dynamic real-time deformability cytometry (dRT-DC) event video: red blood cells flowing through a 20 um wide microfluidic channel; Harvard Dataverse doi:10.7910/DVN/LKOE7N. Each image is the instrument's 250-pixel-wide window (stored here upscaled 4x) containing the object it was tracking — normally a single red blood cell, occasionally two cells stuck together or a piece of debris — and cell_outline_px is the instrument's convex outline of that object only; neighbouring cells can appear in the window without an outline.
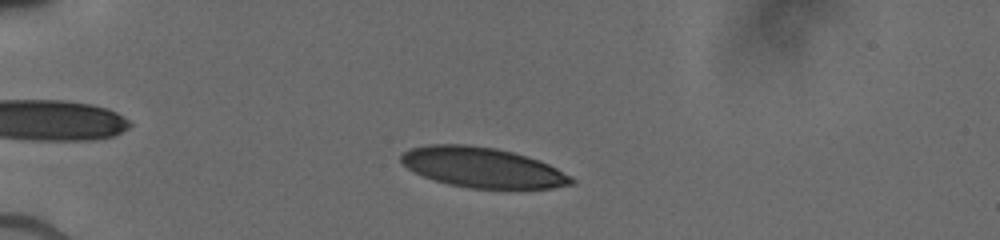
{"species": "human", "species_latin": "Homo sapiens", "temperature_condition": "cold", "stored_images_in_passage": 14, "camera_frame_rate_fps": 3000, "um_per_image_px": 0.085, "donor": {"sex": "male"}, "frame": {"image": 1, "passage_image": 6, "time_ms": 2.0, "image_size_px": [1000, 240], "cell_outline_px": [[576, 184], [552, 188], [468, 188], [448, 184], [424, 176], [408, 168], [400, 160], [400, 156], [404, 152], [412, 148], [428, 144], [468, 144], [496, 148], [512, 152], [540, 160], [572, 176], [576, 180]], "centroid_in_image_um": [41.05, 14.23], "position_along_channel_um": 44.0, "area_um2": 39.77}}
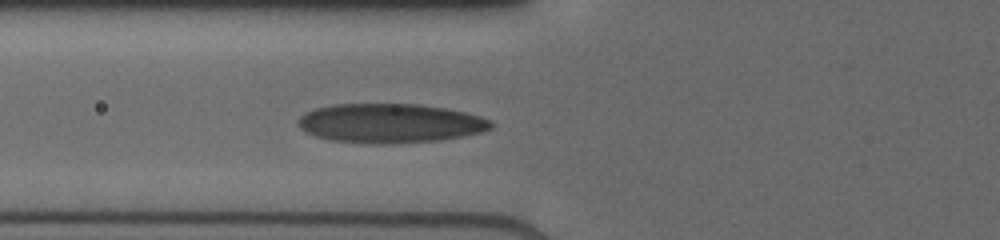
{"frame": {"image": 2, "passage_image": 11, "time_ms": 4.333, "image_size_px": [1000, 240], "cell_outline_px": [[492, 128], [484, 132], [464, 136], [436, 140], [380, 144], [372, 144], [332, 140], [316, 136], [304, 132], [296, 124], [296, 120], [304, 112], [316, 108], [332, 104], [420, 104], [444, 108], [464, 112], [480, 116], [488, 120], [492, 124]], "centroid_in_image_um": [33.11, 10.47], "position_along_channel_um": 92.7, "area_um2": 44.16}}
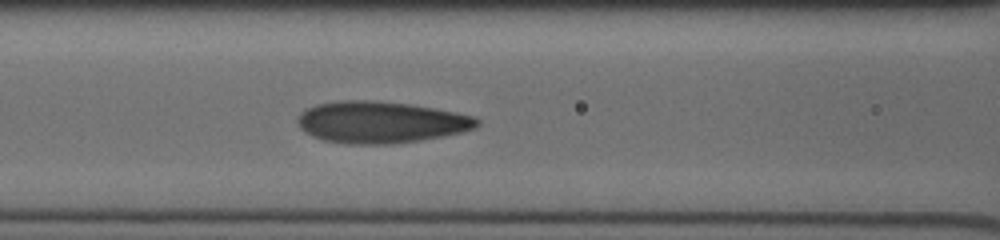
{"frame": {"image": 3, "passage_image": 14, "time_ms": 5.333, "image_size_px": [1000, 240], "cell_outline_px": [[480, 124], [476, 128], [444, 136], [420, 140], [392, 144], [348, 144], [324, 140], [312, 136], [304, 132], [300, 128], [296, 120], [300, 112], [316, 104], [340, 100], [372, 100], [412, 104], [436, 108], [476, 116], [480, 120]], "centroid_in_image_um": [32.37, 10.38], "position_along_channel_um": 134.2, "area_um2": 43.99}}